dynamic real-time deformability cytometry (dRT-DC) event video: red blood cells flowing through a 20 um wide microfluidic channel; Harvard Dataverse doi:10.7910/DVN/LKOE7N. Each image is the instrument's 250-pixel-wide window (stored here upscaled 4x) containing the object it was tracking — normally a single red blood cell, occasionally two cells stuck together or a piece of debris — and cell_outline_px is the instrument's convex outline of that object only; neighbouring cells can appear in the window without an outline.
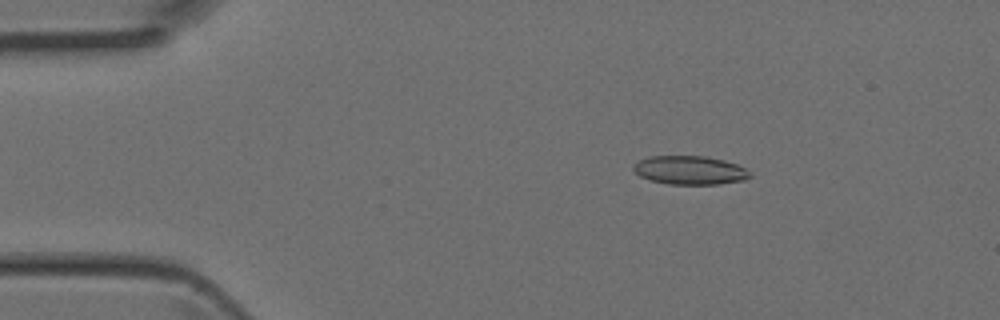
{"species": "Egyptian fruit bat (a non-hibernating species)", "species_latin": "Rousettus aegyptiacus", "temperature_condition": "room temperature", "stored_images_in_passage": 4, "camera_frame_rate_fps": 3000, "um_per_image_px": 0.085, "animal": {"sex": "female"}, "frame": {"image": 1, "passage_image": 3, "time_ms": 0.667, "image_size_px": [1000, 320], "cell_outline_px": [[752, 176], [744, 180], [720, 184], [668, 184], [652, 180], [640, 176], [632, 168], [632, 164], [640, 160], [652, 156], [704, 156], [724, 160], [736, 164], [752, 172]], "centroid_in_image_um": [58.66, 14.47], "position_along_channel_um": 26.3, "area_um2": 19.42}}